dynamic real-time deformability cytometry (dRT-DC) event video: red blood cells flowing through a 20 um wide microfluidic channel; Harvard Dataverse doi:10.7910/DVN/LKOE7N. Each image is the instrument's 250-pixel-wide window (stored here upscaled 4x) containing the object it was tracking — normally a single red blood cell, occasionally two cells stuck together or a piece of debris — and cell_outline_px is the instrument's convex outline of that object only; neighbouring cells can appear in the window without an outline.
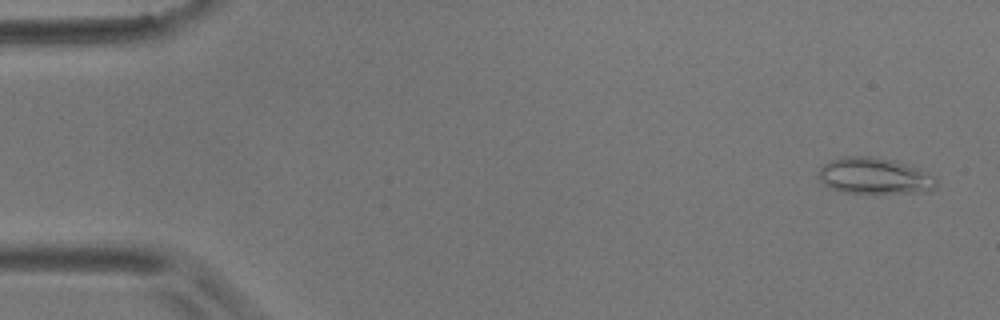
{"species": "common noctule bat (a hibernating species)", "species_latin": "Nyctalus noctula", "temperature_condition": "room temperature", "stored_images_in_passage": 57, "camera_frame_rate_fps": 3000, "um_per_image_px": 0.085, "animal": {"sex": "male", "body_mass_g": 17.9}, "frame": {"image": 1, "passage_image": 3, "time_ms": 0.667, "image_size_px": [1000, 320], "cell_outline_px": [[936, 188], [932, 192], [844, 192], [828, 188], [816, 176], [820, 168], [824, 164], [832, 160], [844, 156], [872, 156], [892, 160], [920, 168], [936, 176]], "centroid_in_image_um": [74.35, 14.95], "position_along_channel_um": 10.6, "area_um2": 25.03}}
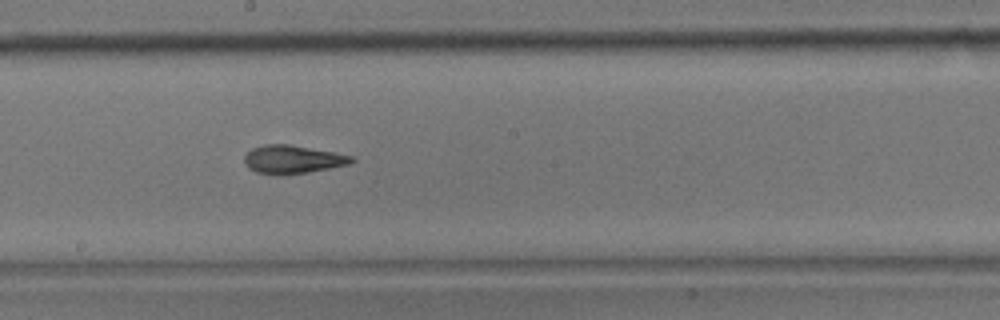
{"frame": {"image": 2, "passage_image": 31, "time_ms": 10.0, "image_size_px": [1000, 320], "cell_outline_px": [[356, 160], [348, 164], [308, 172], [276, 176], [256, 172], [248, 168], [244, 164], [244, 156], [252, 148], [264, 144], [288, 144], [332, 152], [352, 156]], "centroid_in_image_um": [24.81, 13.56], "position_along_channel_um": 223.4, "area_um2": 17.63}}
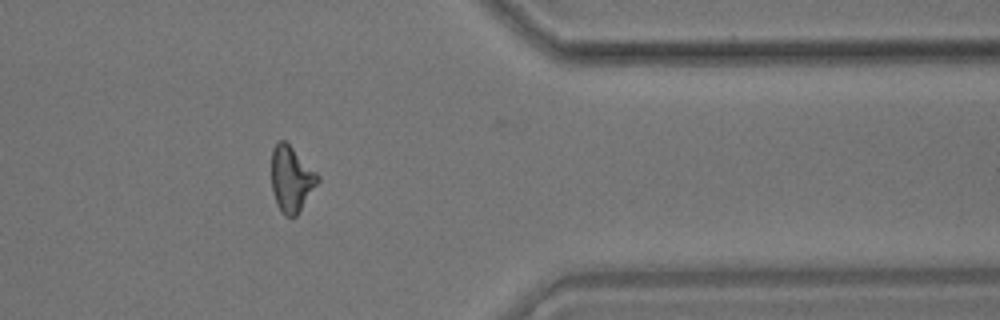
{"frame": {"image": 3, "passage_image": 46, "time_ms": 15.0, "image_size_px": [1000, 320], "cell_outline_px": [[320, 180], [300, 212], [296, 216], [284, 216], [280, 212], [276, 204], [272, 192], [272, 148], [280, 140], [284, 140], [320, 176]], "centroid_in_image_um": [24.76, 15.27], "position_along_channel_um": 386.6, "area_um2": 17.69}, "authors_computed_cell_mechanics": {"area_um2": 17.7446, "velocity_mm_per_s": 3.5898, "shape_relaxation_time_tau1_ms": 8.5683, "shape_relaxation_time_tau2_ms": 2.9269, "deformation_change_tau1": 0.2054, "deformation_change_tau2": 0.1174}}